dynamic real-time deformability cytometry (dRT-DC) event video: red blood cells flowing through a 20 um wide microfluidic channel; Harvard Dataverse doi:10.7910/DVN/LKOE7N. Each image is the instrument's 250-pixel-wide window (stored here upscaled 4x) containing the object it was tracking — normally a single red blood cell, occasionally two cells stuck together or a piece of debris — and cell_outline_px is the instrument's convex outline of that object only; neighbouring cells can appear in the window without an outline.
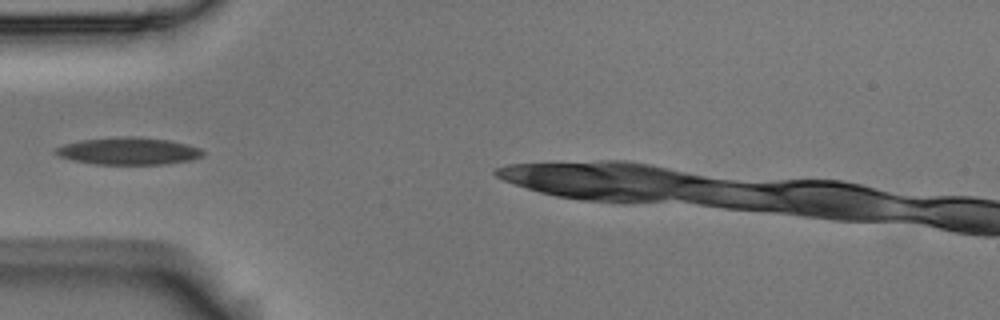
{"species": "Egyptian fruit bat (a non-hibernating species)", "species_latin": "Rousettus aegyptiacus", "temperature_condition": "room temperature", "stored_images_in_passage": 32, "camera_frame_rate_fps": 3000, "um_per_image_px": 0.085, "animal": {"sex": "male"}, "frame": {"image": 1, "passage_image": 1, "time_ms": 0.0, "image_size_px": [1000, 320], "cell_outline_px": [[204, 156], [192, 160], [164, 164], [96, 164], [72, 160], [60, 156], [56, 152], [56, 148], [64, 144], [80, 140], [124, 136], [136, 136], [168, 140], [200, 148], [204, 152]], "centroid_in_image_um": [10.95, 12.84], "position_along_channel_um": 74.1, "area_um2": 23.24}}
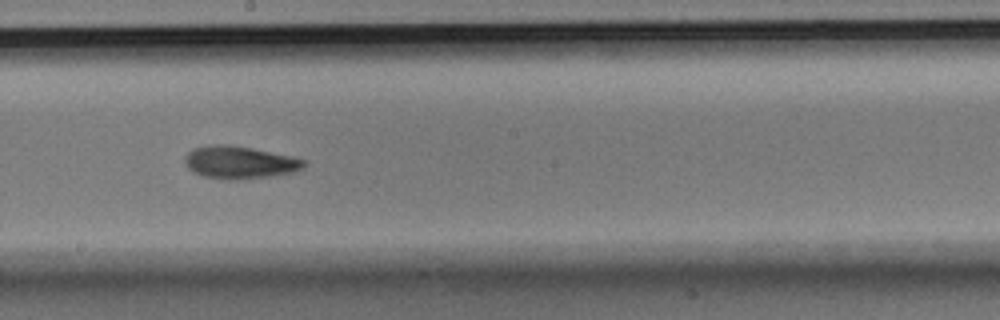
{"frame": {"image": 2, "passage_image": 14, "time_ms": 4.333, "image_size_px": [1000, 320], "cell_outline_px": [[304, 168], [292, 172], [268, 176], [236, 180], [228, 180], [204, 176], [192, 172], [188, 168], [184, 160], [184, 156], [192, 148], [212, 144], [228, 144], [252, 148], [292, 156], [304, 160]], "centroid_in_image_um": [20.31, 13.79], "position_along_channel_um": 227.9, "area_um2": 22.6}}
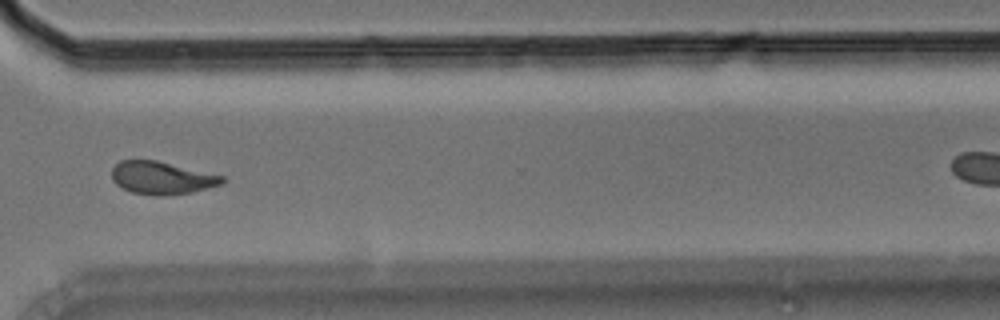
{"frame": {"image": 3, "passage_image": 25, "time_ms": 8.0, "image_size_px": [1000, 320], "cell_outline_px": [[224, 184], [192, 192], [164, 196], [160, 196], [132, 192], [116, 184], [112, 180], [112, 168], [120, 160], [156, 160], [224, 176]], "centroid_in_image_um": [13.76, 15.12], "position_along_channel_um": 356.8, "area_um2": 20.98}}